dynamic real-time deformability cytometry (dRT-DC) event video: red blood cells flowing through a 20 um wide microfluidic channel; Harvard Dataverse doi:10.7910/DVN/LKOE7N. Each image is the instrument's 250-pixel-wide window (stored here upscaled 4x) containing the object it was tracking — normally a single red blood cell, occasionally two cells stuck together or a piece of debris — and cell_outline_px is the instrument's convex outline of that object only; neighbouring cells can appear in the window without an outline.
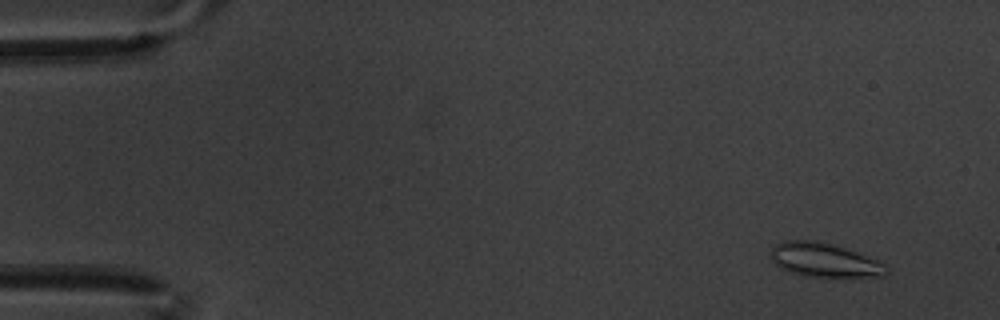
{"species": "common noctule bat (a hibernating species)", "species_latin": "Nyctalus noctula", "temperature_condition": "warm", "stored_images_in_passage": 61, "camera_frame_rate_fps": 3000, "um_per_image_px": 0.085, "animal": {"sex": "male", "body_mass_g": 20.1, "forearm_length_mm": 53.5}, "frame": {"image": 1, "passage_image": 5, "time_ms": 1.333, "image_size_px": [1000, 320], "cell_outline_px": [[888, 276], [844, 280], [804, 276], [792, 272], [776, 264], [772, 260], [772, 248], [776, 244], [784, 240], [816, 240], [844, 248], [856, 252], [888, 264]], "centroid_in_image_um": [70.2, 22.17], "position_along_channel_um": 14.8, "area_um2": 23.76}}
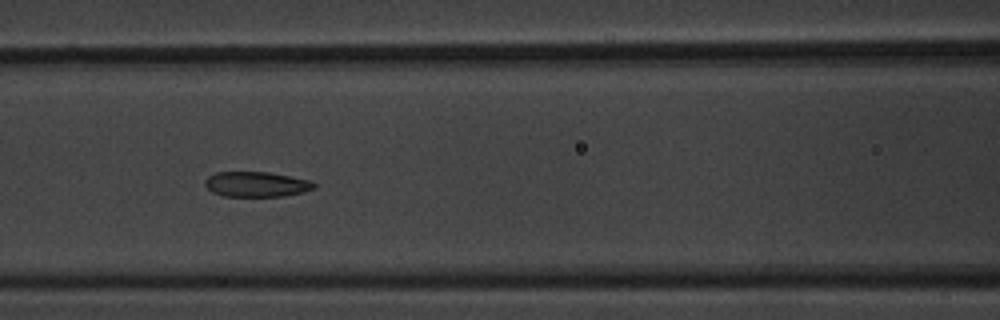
{"frame": {"image": 2, "passage_image": 27, "time_ms": 8.667, "image_size_px": [1000, 320], "cell_outline_px": [[316, 188], [304, 192], [284, 196], [224, 196], [212, 192], [204, 184], [204, 180], [208, 176], [216, 172], [268, 172], [292, 176], [312, 180], [316, 184]], "centroid_in_image_um": [21.83, 15.66], "position_along_channel_um": 144.8, "area_um2": 16.18}}
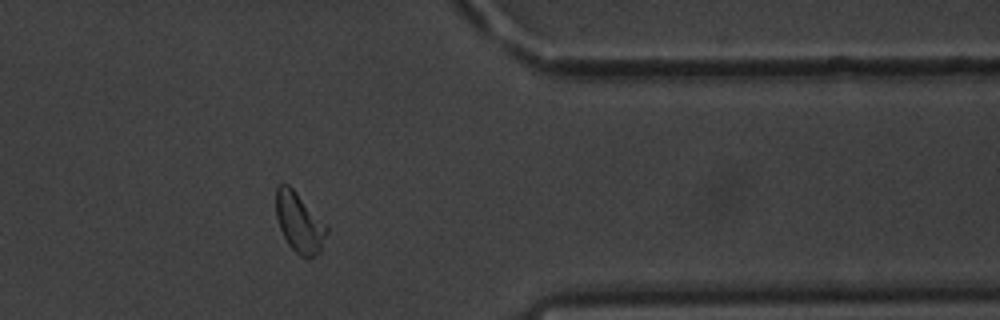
{"frame": {"image": 3, "passage_image": 50, "time_ms": 16.333, "image_size_px": [1000, 320], "cell_outline_px": [[328, 232], [320, 252], [308, 260], [300, 256], [288, 244], [280, 228], [276, 216], [276, 188], [280, 184], [288, 184], [296, 192], [328, 228]], "centroid_in_image_um": [25.44, 18.96], "position_along_channel_um": 386.0, "area_um2": 17.4}, "authors_computed_cell_mechanics": {"area_um2": 17.3978, "velocity_mm_per_s": 3.3297, "shape_relaxation_time_tau1_ms": 4.3874, "shape_relaxation_time_tau2_ms": 2.4307, "deformation_change_tau1": 0.1017, "deformation_change_tau2": 0.0872}}